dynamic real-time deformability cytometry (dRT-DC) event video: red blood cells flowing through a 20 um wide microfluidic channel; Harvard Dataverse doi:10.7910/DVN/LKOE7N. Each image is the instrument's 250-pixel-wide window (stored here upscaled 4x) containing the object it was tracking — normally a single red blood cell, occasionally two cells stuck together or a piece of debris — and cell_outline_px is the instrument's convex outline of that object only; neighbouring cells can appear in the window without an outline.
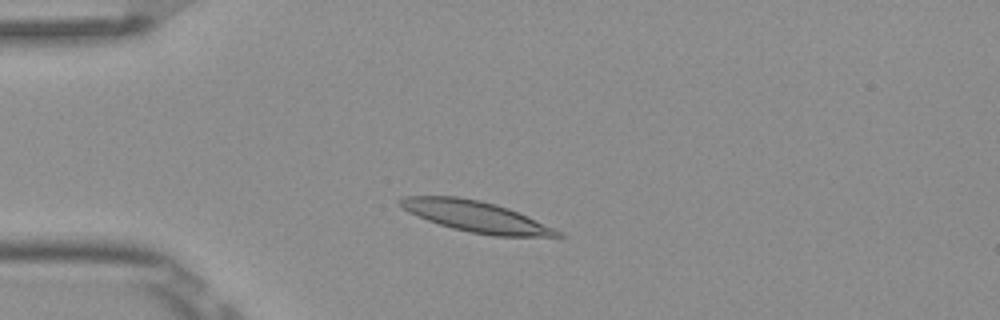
{"species": "Egyptian fruit bat (a non-hibernating species)", "species_latin": "Rousettus aegyptiacus", "temperature_condition": "room temperature", "stored_images_in_passage": 2, "camera_frame_rate_fps": 3000, "um_per_image_px": 0.085, "frame": {"image": 1, "passage_image": 2, "time_ms": 0.333, "image_size_px": [1000, 320], "cell_outline_px": [[568, 236], [496, 236], [472, 232], [452, 228], [428, 220], [408, 212], [396, 200], [404, 196], [456, 196], [480, 200], [496, 204], [508, 208], [528, 216]], "centroid_in_image_um": [40.42, 18.39], "position_along_channel_um": 44.6, "area_um2": 27.92}}